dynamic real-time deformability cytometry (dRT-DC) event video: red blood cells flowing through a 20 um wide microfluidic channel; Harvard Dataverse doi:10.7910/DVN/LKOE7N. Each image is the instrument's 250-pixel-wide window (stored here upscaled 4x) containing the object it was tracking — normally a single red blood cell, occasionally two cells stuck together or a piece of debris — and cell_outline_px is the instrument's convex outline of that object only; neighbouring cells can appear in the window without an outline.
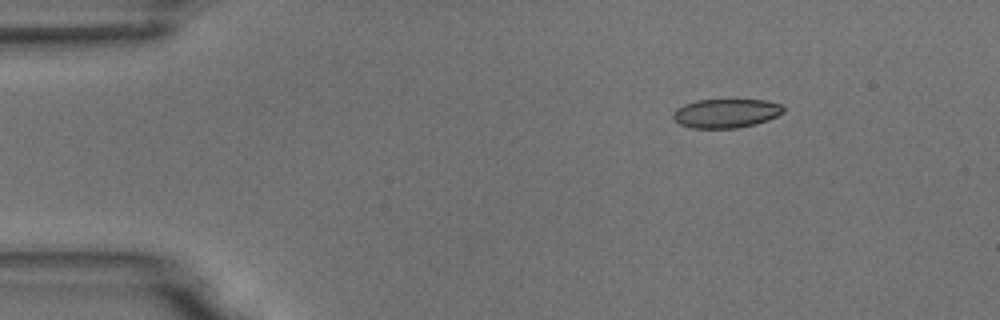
{"species": "common noctule bat (a hibernating species)", "species_latin": "Nyctalus noctula", "temperature_condition": "room temperature", "stored_images_in_passage": 4, "camera_frame_rate_fps": 3000, "um_per_image_px": 0.085, "animal": {"sex": "male", "body_mass_g": 18.8}, "frame": {"image": 1, "passage_image": 1, "time_ms": 0.0, "image_size_px": [1000, 320], "cell_outline_px": [[784, 112], [768, 120], [756, 124], [736, 128], [692, 128], [680, 124], [672, 116], [672, 112], [676, 108], [684, 104], [696, 100], [764, 100], [780, 104], [784, 108]], "centroid_in_image_um": [61.69, 9.63], "position_along_channel_um": 23.3, "area_um2": 18.61}}